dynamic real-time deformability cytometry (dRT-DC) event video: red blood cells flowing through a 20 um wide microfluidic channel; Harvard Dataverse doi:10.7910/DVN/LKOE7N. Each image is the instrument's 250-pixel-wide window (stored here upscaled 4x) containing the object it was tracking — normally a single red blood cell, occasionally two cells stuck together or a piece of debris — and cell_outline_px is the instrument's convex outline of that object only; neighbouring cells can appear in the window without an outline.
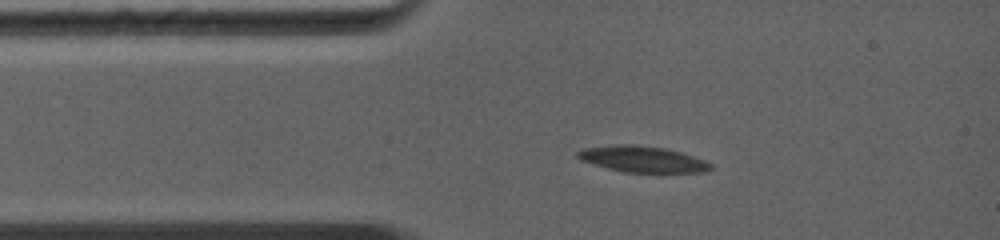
{"species": "common noctule bat (a hibernating species)", "species_latin": "Nyctalus noctula", "temperature_condition": "warm", "stored_images_in_passage": 25, "camera_frame_rate_fps": 5000, "um_per_image_px": 0.085, "animal": {"sex": "female", "body_mass_g": 19.0, "forearm_length_mm": 56.7}, "frame": {"image": 1, "passage_image": 1, "time_ms": 0.0, "image_size_px": [1000, 240], "cell_outline_px": [[712, 168], [704, 172], [624, 172], [608, 168], [580, 160], [576, 156], [576, 152], [584, 148], [616, 144], [636, 144], [668, 148], [704, 160], [712, 164]], "centroid_in_image_um": [54.59, 13.51], "position_along_channel_um": 30.4, "area_um2": 20.23}}
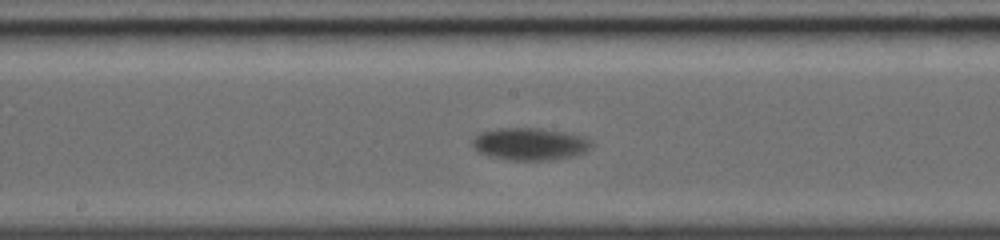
{"frame": {"image": 2, "passage_image": 11, "time_ms": 4.6, "image_size_px": [1000, 240], "cell_outline_px": [[592, 144], [584, 152], [576, 156], [552, 160], [508, 160], [488, 156], [472, 148], [472, 140], [480, 132], [500, 128], [540, 128], [568, 132], [584, 136], [592, 140]], "centroid_in_image_um": [45.06, 12.24], "position_along_channel_um": 203.1, "area_um2": 22.72}}
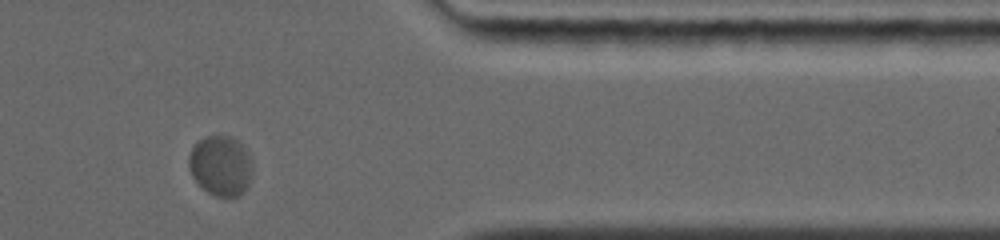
{"frame": {"image": 3, "passage_image": 22, "time_ms": 9.6, "image_size_px": [1000, 240], "cell_outline_px": [[252, 168], [248, 184], [244, 192], [240, 196], [216, 196], [208, 192], [192, 176], [188, 168], [188, 156], [192, 144], [208, 136], [228, 136], [236, 140], [248, 152], [252, 160]], "centroid_in_image_um": [18.74, 14.08], "position_along_channel_um": 392.7, "area_um2": 22.25}, "authors_computed_cell_mechanics": {"area_um2": 21.7328, "velocity_mm_per_s": 4.0864, "shape_relaxation_time_tau1_ms": 4.1037, "shape_relaxation_time_tau2_ms": null, "deformation_change_tau1": 0.1697, "deformation_change_tau2": null}}